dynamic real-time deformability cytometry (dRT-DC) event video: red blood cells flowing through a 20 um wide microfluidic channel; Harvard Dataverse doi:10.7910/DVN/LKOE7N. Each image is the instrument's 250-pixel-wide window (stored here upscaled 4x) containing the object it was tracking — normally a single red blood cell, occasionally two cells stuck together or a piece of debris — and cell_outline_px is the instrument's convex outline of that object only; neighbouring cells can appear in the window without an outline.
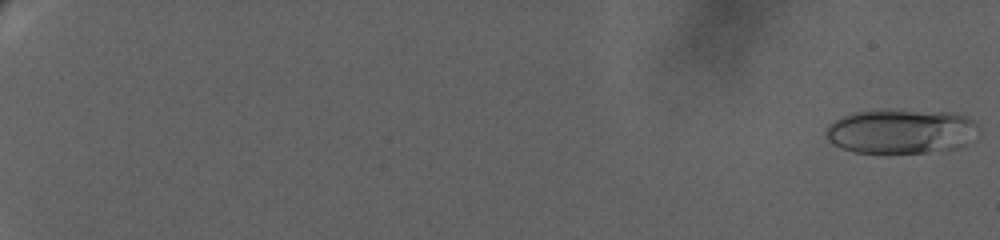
{"species": "human", "species_latin": "Homo sapiens", "temperature_condition": "warm", "stored_images_in_passage": 56, "camera_frame_rate_fps": 3000, "um_per_image_px": 0.085, "donor": {"sex": "female"}, "frame": {"image": 1, "passage_image": 1, "time_ms": 0.0, "image_size_px": [1000, 240], "cell_outline_px": [[980, 132], [960, 148], [924, 152], [856, 152], [840, 148], [832, 144], [824, 136], [824, 132], [828, 124], [844, 116], [856, 112], [884, 108], [964, 112], [976, 120], [980, 128]], "centroid_in_image_um": [76.66, 11.11], "position_along_channel_um": 8.3, "area_um2": 40.86}}
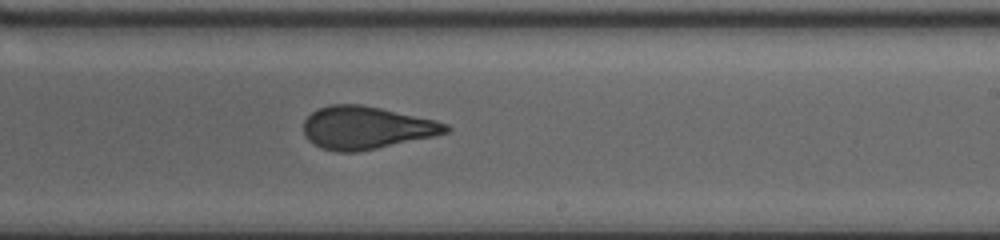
{"frame": {"image": 2, "passage_image": 29, "time_ms": 15.333, "image_size_px": [1000, 240], "cell_outline_px": [[452, 128], [448, 132], [432, 136], [376, 148], [356, 152], [336, 152], [320, 148], [312, 144], [304, 136], [304, 120], [316, 108], [328, 104], [360, 104], [380, 108], [436, 120], [448, 124]], "centroid_in_image_um": [31.08, 10.85], "position_along_channel_um": 257.9, "area_um2": 35.43}}
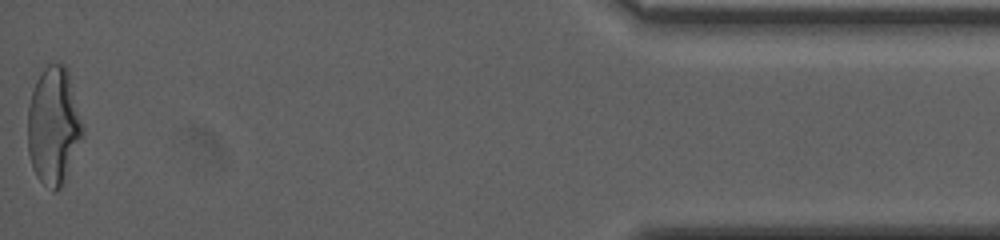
{"frame": {"image": 3, "passage_image": 56, "time_ms": 22.667, "image_size_px": [1000, 240], "cell_outline_px": [[84, 136], [64, 184], [56, 192], [52, 192], [36, 176], [32, 168], [28, 152], [28, 108], [32, 88], [40, 72], [48, 64], [64, 64], [68, 68], [84, 128]], "centroid_in_image_um": [4.57, 10.73], "position_along_channel_um": 430.6, "area_um2": 38.38}, "authors_computed_cell_mechanics": {"area_um2": 35.4892, "velocity_mm_per_s": 3.2487, "shape_relaxation_time_tau1_ms": 10.6238, "shape_relaxation_time_tau2_ms": 1.2552, "deformation_change_tau1": 0.2604, "deformation_change_tau2": 0.0802}}